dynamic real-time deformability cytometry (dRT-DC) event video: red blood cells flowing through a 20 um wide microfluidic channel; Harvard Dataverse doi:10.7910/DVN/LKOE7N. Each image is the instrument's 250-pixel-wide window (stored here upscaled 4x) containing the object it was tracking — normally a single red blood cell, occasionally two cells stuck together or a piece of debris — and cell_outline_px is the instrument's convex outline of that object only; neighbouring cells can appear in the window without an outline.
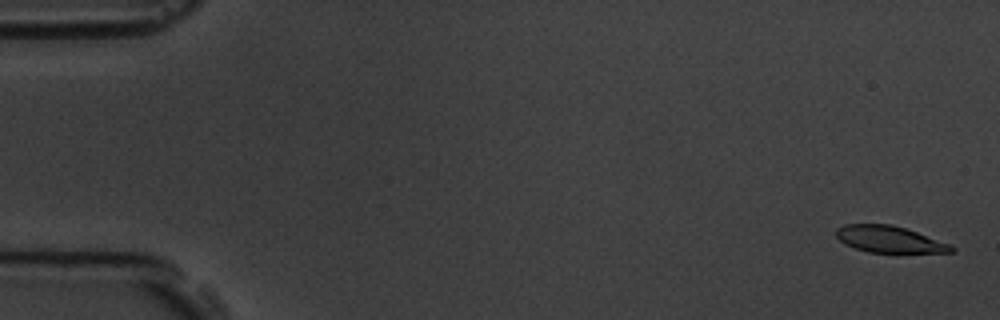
{"species": "common noctule bat (a hibernating species)", "species_latin": "Nyctalus noctula", "temperature_condition": "room temperature", "stored_images_in_passage": 6, "camera_frame_rate_fps": 3000, "um_per_image_px": 0.085, "animal": {"sex": "male", "body_mass_g": 19.5, "forearm_length_mm": 54.6}, "frame": {"image": 1, "passage_image": 1, "time_ms": 0.0, "image_size_px": [1000, 320], "cell_outline_px": [[956, 248], [952, 252], [868, 252], [844, 244], [836, 236], [836, 228], [844, 224], [892, 224], [952, 244]], "centroid_in_image_um": [75.58, 20.33], "position_along_channel_um": 9.4, "area_um2": 17.74}}
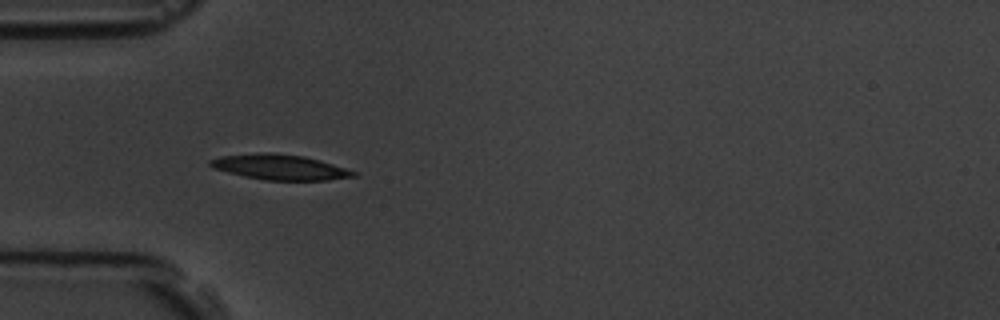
{"frame": {"image": 2, "passage_image": 5, "time_ms": 5.333, "image_size_px": [1000, 320], "cell_outline_px": [[356, 176], [328, 180], [264, 180], [244, 176], [212, 168], [208, 164], [208, 160], [220, 156], [260, 152], [272, 152], [304, 156], [320, 160], [356, 172]], "centroid_in_image_um": [23.73, 14.19], "position_along_channel_um": 61.3, "area_um2": 21.1}}
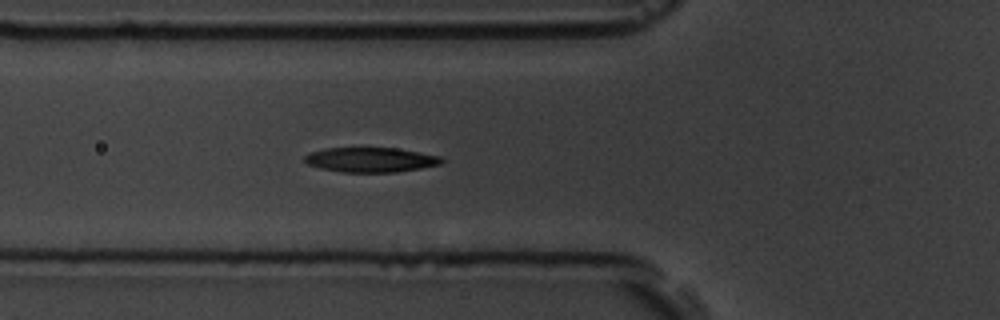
{"frame": {"image": 3, "passage_image": 6, "time_ms": 6.333, "image_size_px": [1000, 320], "cell_outline_px": [[448, 160], [440, 164], [420, 168], [396, 172], [340, 172], [320, 168], [308, 164], [304, 160], [304, 156], [308, 152], [324, 148], [396, 148], [440, 156]], "centroid_in_image_um": [31.5, 13.58], "position_along_channel_um": 94.3, "area_um2": 19.83}}